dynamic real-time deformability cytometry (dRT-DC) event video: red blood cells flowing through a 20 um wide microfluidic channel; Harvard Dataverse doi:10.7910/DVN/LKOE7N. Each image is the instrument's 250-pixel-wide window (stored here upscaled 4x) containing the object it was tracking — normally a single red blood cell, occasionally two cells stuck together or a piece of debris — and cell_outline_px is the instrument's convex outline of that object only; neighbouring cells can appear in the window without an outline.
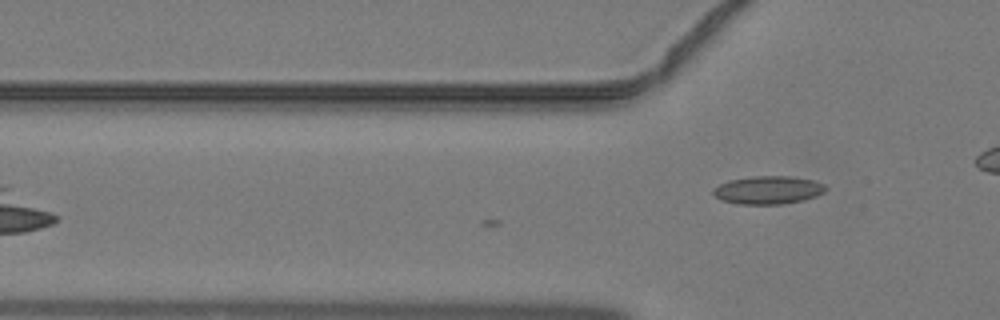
{"species": "common noctule bat (a hibernating species)", "species_latin": "Nyctalus noctula", "temperature_condition": "warm", "stored_images_in_passage": 3, "camera_frame_rate_fps": 3000, "um_per_image_px": 0.085, "animal": {"sex": "male", "body_mass_g": 19.2, "forearm_length_mm": 51.8}, "frame": {"image": 1, "passage_image": 3, "time_ms": 0.667, "image_size_px": [1000, 320], "cell_outline_px": [[828, 188], [824, 192], [816, 196], [804, 200], [780, 204], [736, 204], [720, 200], [712, 192], [712, 188], [728, 180], [752, 176], [788, 176], [812, 180], [824, 184]], "centroid_in_image_um": [65.26, 16.15], "position_along_channel_um": 60.5, "area_um2": 18.5}}